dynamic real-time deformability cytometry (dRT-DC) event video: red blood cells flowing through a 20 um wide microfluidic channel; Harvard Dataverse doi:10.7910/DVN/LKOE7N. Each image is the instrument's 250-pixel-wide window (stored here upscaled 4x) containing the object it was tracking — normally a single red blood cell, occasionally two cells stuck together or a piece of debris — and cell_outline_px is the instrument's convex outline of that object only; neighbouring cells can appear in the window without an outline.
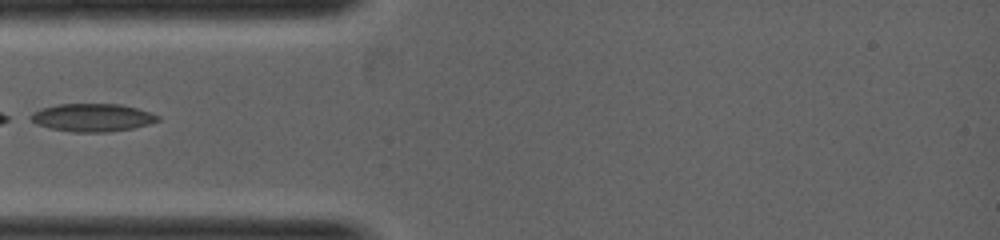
{"species": "common noctule bat (a hibernating species)", "species_latin": "Nyctalus noctula", "temperature_condition": "warm", "stored_images_in_passage": 1, "camera_frame_rate_fps": 5000, "um_per_image_px": 0.085, "animal": {"sex": "female", "body_mass_g": 19.0, "forearm_length_mm": 53.3}, "frame": {"image": 1, "passage_image": 1, "time_ms": 0.0, "image_size_px": [1000, 240], "cell_outline_px": [[160, 120], [148, 124], [132, 128], [108, 132], [72, 132], [48, 128], [36, 124], [24, 116], [40, 108], [56, 104], [120, 104], [136, 108], [160, 116]], "centroid_in_image_um": [7.75, 9.99], "position_along_channel_um": 77.2, "area_um2": 20.92}}